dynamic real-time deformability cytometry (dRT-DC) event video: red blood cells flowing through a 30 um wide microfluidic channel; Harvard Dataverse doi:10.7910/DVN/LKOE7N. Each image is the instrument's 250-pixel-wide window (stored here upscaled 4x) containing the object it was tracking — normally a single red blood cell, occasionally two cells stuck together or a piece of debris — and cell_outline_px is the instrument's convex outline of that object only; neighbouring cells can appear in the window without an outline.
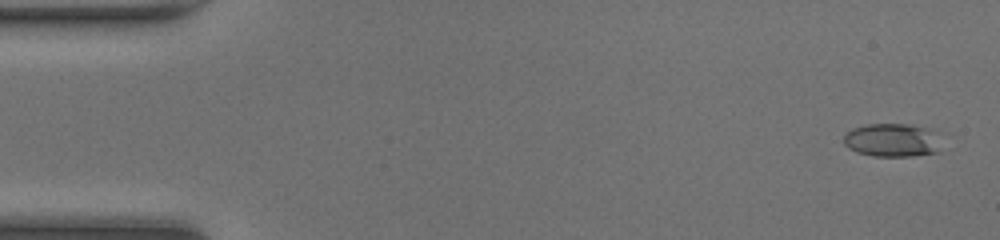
{"species": "common noctule bat (a hibernating species)", "species_latin": "Nyctalus noctula", "temperature_condition": "room temperature", "stored_images_in_passage": 48, "camera_frame_rate_fps": 3000, "um_per_image_px": 0.085, "animal": {"sex": "female", "body_mass_g": 20.0, "forearm_length_mm": 54.0}, "frame": {"image": 1, "passage_image": 2, "time_ms": 0.333, "image_size_px": [1000, 240], "cell_outline_px": [[940, 152], [912, 156], [872, 156], [856, 152], [848, 148], [844, 144], [844, 136], [852, 128], [868, 124], [912, 124], [932, 128]], "centroid_in_image_um": [75.8, 11.91], "position_along_channel_um": 9.2, "area_um2": 19.02}}
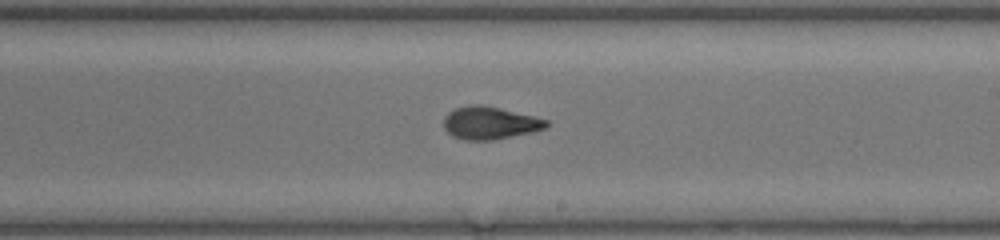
{"frame": {"image": 2, "passage_image": 28, "time_ms": 9.0, "image_size_px": [1000, 240], "cell_outline_px": [[548, 124], [544, 128], [532, 132], [492, 140], [464, 140], [452, 136], [444, 128], [444, 116], [448, 112], [456, 108], [472, 104], [480, 104], [500, 108], [548, 120]], "centroid_in_image_um": [41.59, 10.45], "position_along_channel_um": 247.4, "area_um2": 19.36}}
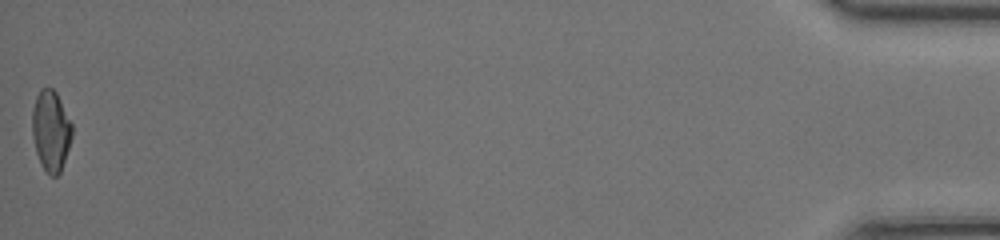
{"frame": {"image": 3, "passage_image": 48, "time_ms": 15.667, "image_size_px": [1000, 240], "cell_outline_px": [[72, 136], [60, 172], [56, 176], [52, 176], [40, 164], [36, 152], [32, 136], [32, 108], [36, 96], [40, 88], [52, 88], [56, 92], [72, 124]], "centroid_in_image_um": [4.3, 11.09], "position_along_channel_um": 430.9, "area_um2": 18.61}, "authors_computed_cell_mechanics": {"area_um2": 19.1029, "velocity_mm_per_s": 4.3194, "shape_relaxation_time_tau1_ms": 8.3847, "shape_relaxation_time_tau2_ms": 1.3514, "deformation_change_tau1": 0.2904, "deformation_change_tau2": 0.078}}